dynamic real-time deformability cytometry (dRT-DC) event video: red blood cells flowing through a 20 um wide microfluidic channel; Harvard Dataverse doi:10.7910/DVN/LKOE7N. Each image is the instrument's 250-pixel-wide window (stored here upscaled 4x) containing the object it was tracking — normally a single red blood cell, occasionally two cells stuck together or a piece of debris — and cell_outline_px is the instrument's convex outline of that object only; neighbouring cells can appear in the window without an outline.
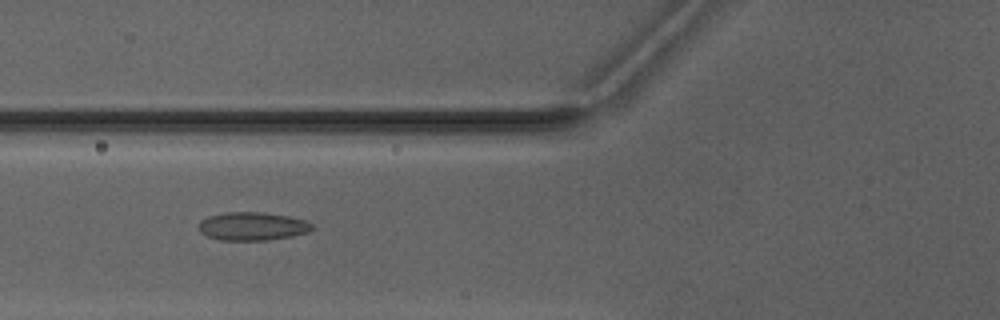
{"species": "Egyptian fruit bat (a non-hibernating species)", "species_latin": "Rousettus aegyptiacus", "temperature_condition": "warm", "stored_images_in_passage": 4, "camera_frame_rate_fps": 3000, "um_per_image_px": 0.085, "animal": {"sex": "male"}, "frame": {"image": 1, "passage_image": 2, "time_ms": 1.0, "image_size_px": [1000, 320], "cell_outline_px": [[316, 228], [308, 232], [292, 236], [268, 240], [220, 240], [208, 236], [200, 232], [200, 220], [208, 216], [224, 212], [260, 212], [288, 216], [304, 220], [312, 224]], "centroid_in_image_um": [21.47, 19.23], "position_along_channel_um": 104.3, "area_um2": 18.67}}
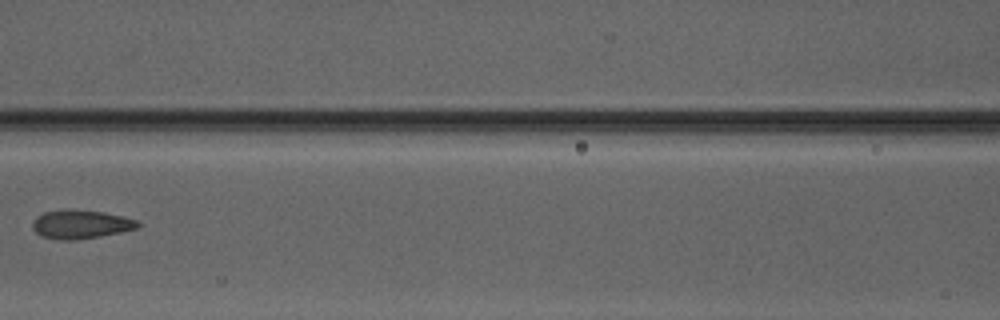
{"frame": {"image": 2, "passage_image": 3, "time_ms": 2.333, "image_size_px": [1000, 320], "cell_outline_px": [[140, 224], [136, 228], [120, 232], [100, 236], [76, 240], [60, 240], [40, 236], [32, 228], [32, 220], [36, 216], [44, 212], [104, 212], [124, 216], [136, 220]], "centroid_in_image_um": [6.85, 19.11], "position_along_channel_um": 159.8, "area_um2": 16.94}}
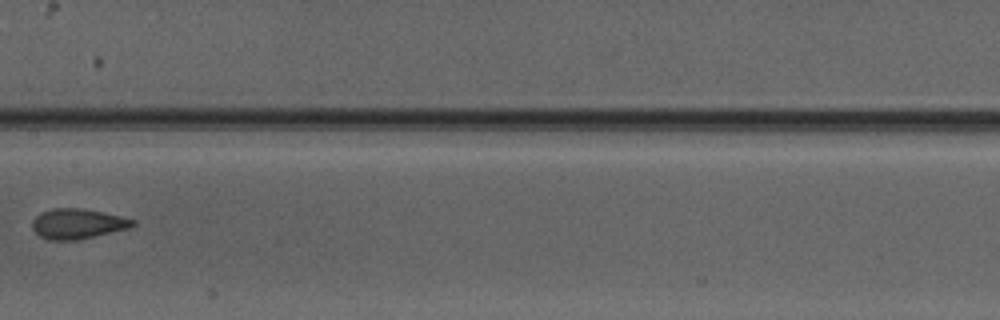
{"frame": {"image": 3, "passage_image": 4, "time_ms": 3.333, "image_size_px": [1000, 320], "cell_outline_px": [[136, 224], [128, 228], [80, 240], [48, 240], [40, 236], [32, 228], [32, 220], [40, 212], [52, 208], [80, 208], [120, 216], [136, 220]], "centroid_in_image_um": [6.57, 19.02], "position_along_channel_um": 200.8, "area_um2": 17.63}}